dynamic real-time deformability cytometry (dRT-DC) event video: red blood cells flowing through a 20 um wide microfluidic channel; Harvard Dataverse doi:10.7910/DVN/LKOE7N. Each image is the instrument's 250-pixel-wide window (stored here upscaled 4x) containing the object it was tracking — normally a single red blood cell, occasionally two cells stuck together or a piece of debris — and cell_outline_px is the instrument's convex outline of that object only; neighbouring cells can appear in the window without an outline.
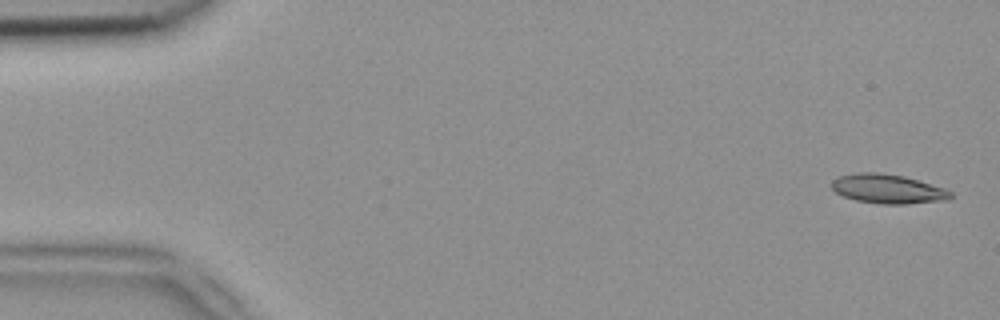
{"species": "common noctule bat (a hibernating species)", "species_latin": "Nyctalus noctula", "temperature_condition": "room temperature", "stored_images_in_passage": 5, "camera_frame_rate_fps": 3000, "um_per_image_px": 0.085, "animal": {"sex": "female", "body_mass_g": 18.4}, "frame": {"image": 1, "passage_image": 1, "time_ms": 0.0, "image_size_px": [1000, 320], "cell_outline_px": [[952, 196], [948, 200], [904, 204], [880, 204], [856, 200], [844, 196], [836, 192], [832, 188], [832, 180], [840, 176], [856, 172], [876, 172], [904, 176], [944, 188], [952, 192]], "centroid_in_image_um": [75.47, 16.06], "position_along_channel_um": 9.5, "area_um2": 20.17}}
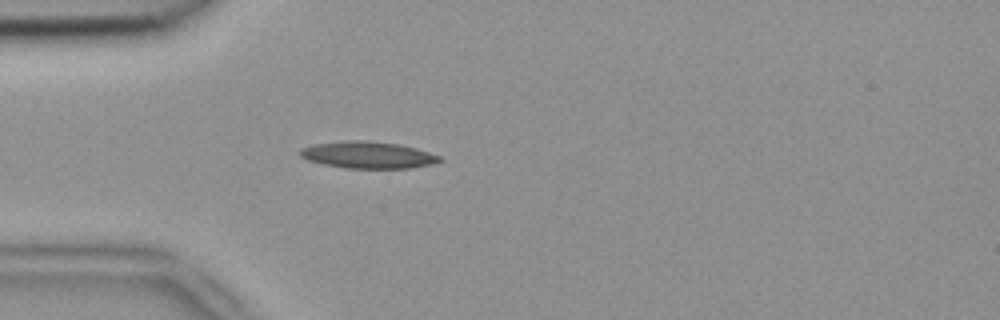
{"frame": {"image": 2, "passage_image": 5, "time_ms": 1.333, "image_size_px": [1000, 320], "cell_outline_px": [[444, 160], [432, 164], [412, 168], [344, 168], [324, 164], [308, 160], [300, 156], [300, 148], [312, 144], [344, 140], [364, 140], [400, 144], [416, 148], [440, 156]], "centroid_in_image_um": [31.27, 13.16], "position_along_channel_um": 53.7, "area_um2": 21.96}}